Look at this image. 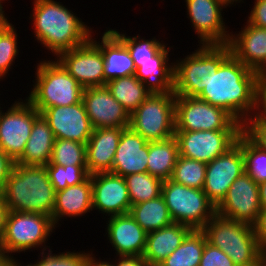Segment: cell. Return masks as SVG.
Returning a JSON list of instances; mask_svg holds the SVG:
<instances>
[{"label":"cell","instance_id":"obj_1","mask_svg":"<svg viewBox=\"0 0 266 266\" xmlns=\"http://www.w3.org/2000/svg\"><path fill=\"white\" fill-rule=\"evenodd\" d=\"M257 75L231 53L197 98L226 110L243 124L255 111Z\"/></svg>","mask_w":266,"mask_h":266},{"label":"cell","instance_id":"obj_2","mask_svg":"<svg viewBox=\"0 0 266 266\" xmlns=\"http://www.w3.org/2000/svg\"><path fill=\"white\" fill-rule=\"evenodd\" d=\"M32 3L30 18L34 21V37L56 57L90 39L91 27L63 4L54 0H34Z\"/></svg>","mask_w":266,"mask_h":266},{"label":"cell","instance_id":"obj_3","mask_svg":"<svg viewBox=\"0 0 266 266\" xmlns=\"http://www.w3.org/2000/svg\"><path fill=\"white\" fill-rule=\"evenodd\" d=\"M3 192L8 211L52 215L56 192L45 166L15 163Z\"/></svg>","mask_w":266,"mask_h":266},{"label":"cell","instance_id":"obj_4","mask_svg":"<svg viewBox=\"0 0 266 266\" xmlns=\"http://www.w3.org/2000/svg\"><path fill=\"white\" fill-rule=\"evenodd\" d=\"M207 242L226 253L236 266H258L262 263L253 225L231 220L217 213L201 229Z\"/></svg>","mask_w":266,"mask_h":266},{"label":"cell","instance_id":"obj_5","mask_svg":"<svg viewBox=\"0 0 266 266\" xmlns=\"http://www.w3.org/2000/svg\"><path fill=\"white\" fill-rule=\"evenodd\" d=\"M33 89L26 98L40 113L46 108L70 106L82 100L84 88L55 59L37 65Z\"/></svg>","mask_w":266,"mask_h":266},{"label":"cell","instance_id":"obj_6","mask_svg":"<svg viewBox=\"0 0 266 266\" xmlns=\"http://www.w3.org/2000/svg\"><path fill=\"white\" fill-rule=\"evenodd\" d=\"M231 54L225 45H201L195 52L174 62V89L176 96L198 97L213 72Z\"/></svg>","mask_w":266,"mask_h":266},{"label":"cell","instance_id":"obj_7","mask_svg":"<svg viewBox=\"0 0 266 266\" xmlns=\"http://www.w3.org/2000/svg\"><path fill=\"white\" fill-rule=\"evenodd\" d=\"M55 229L49 215L32 212L8 211L5 220V235L0 245V255L11 256L12 253L48 246L45 242Z\"/></svg>","mask_w":266,"mask_h":266},{"label":"cell","instance_id":"obj_8","mask_svg":"<svg viewBox=\"0 0 266 266\" xmlns=\"http://www.w3.org/2000/svg\"><path fill=\"white\" fill-rule=\"evenodd\" d=\"M161 195L173 222L187 225L193 230H201L216 214V207L202 189L190 188L168 179L162 183Z\"/></svg>","mask_w":266,"mask_h":266},{"label":"cell","instance_id":"obj_9","mask_svg":"<svg viewBox=\"0 0 266 266\" xmlns=\"http://www.w3.org/2000/svg\"><path fill=\"white\" fill-rule=\"evenodd\" d=\"M174 92L151 93L148 98L130 114L129 127L148 142L166 140L175 134Z\"/></svg>","mask_w":266,"mask_h":266},{"label":"cell","instance_id":"obj_10","mask_svg":"<svg viewBox=\"0 0 266 266\" xmlns=\"http://www.w3.org/2000/svg\"><path fill=\"white\" fill-rule=\"evenodd\" d=\"M242 130L226 110L197 97L176 96L175 131Z\"/></svg>","mask_w":266,"mask_h":266},{"label":"cell","instance_id":"obj_11","mask_svg":"<svg viewBox=\"0 0 266 266\" xmlns=\"http://www.w3.org/2000/svg\"><path fill=\"white\" fill-rule=\"evenodd\" d=\"M41 113L26 99H20L0 114V149L16 162L23 154L33 123Z\"/></svg>","mask_w":266,"mask_h":266},{"label":"cell","instance_id":"obj_12","mask_svg":"<svg viewBox=\"0 0 266 266\" xmlns=\"http://www.w3.org/2000/svg\"><path fill=\"white\" fill-rule=\"evenodd\" d=\"M242 130L175 131L179 155L208 164L233 147Z\"/></svg>","mask_w":266,"mask_h":266},{"label":"cell","instance_id":"obj_13","mask_svg":"<svg viewBox=\"0 0 266 266\" xmlns=\"http://www.w3.org/2000/svg\"><path fill=\"white\" fill-rule=\"evenodd\" d=\"M244 172L241 133L233 147L207 164L202 190L206 193L208 200L217 207L232 183Z\"/></svg>","mask_w":266,"mask_h":266},{"label":"cell","instance_id":"obj_14","mask_svg":"<svg viewBox=\"0 0 266 266\" xmlns=\"http://www.w3.org/2000/svg\"><path fill=\"white\" fill-rule=\"evenodd\" d=\"M261 210L258 184L245 172L236 178L216 207L218 215L251 225Z\"/></svg>","mask_w":266,"mask_h":266},{"label":"cell","instance_id":"obj_15","mask_svg":"<svg viewBox=\"0 0 266 266\" xmlns=\"http://www.w3.org/2000/svg\"><path fill=\"white\" fill-rule=\"evenodd\" d=\"M187 15L201 45H225L230 41L222 12L226 6L219 0H185Z\"/></svg>","mask_w":266,"mask_h":266},{"label":"cell","instance_id":"obj_16","mask_svg":"<svg viewBox=\"0 0 266 266\" xmlns=\"http://www.w3.org/2000/svg\"><path fill=\"white\" fill-rule=\"evenodd\" d=\"M56 59L83 88L104 85V57L91 39L81 46L61 52Z\"/></svg>","mask_w":266,"mask_h":266},{"label":"cell","instance_id":"obj_17","mask_svg":"<svg viewBox=\"0 0 266 266\" xmlns=\"http://www.w3.org/2000/svg\"><path fill=\"white\" fill-rule=\"evenodd\" d=\"M82 102L95 128H127L130 113L112 96L106 85L84 88Z\"/></svg>","mask_w":266,"mask_h":266},{"label":"cell","instance_id":"obj_18","mask_svg":"<svg viewBox=\"0 0 266 266\" xmlns=\"http://www.w3.org/2000/svg\"><path fill=\"white\" fill-rule=\"evenodd\" d=\"M92 182V208L106 216L128 214L131 202L125 178L112 172L90 175Z\"/></svg>","mask_w":266,"mask_h":266},{"label":"cell","instance_id":"obj_19","mask_svg":"<svg viewBox=\"0 0 266 266\" xmlns=\"http://www.w3.org/2000/svg\"><path fill=\"white\" fill-rule=\"evenodd\" d=\"M55 139H68L87 144L93 127L82 100L70 106L46 108L42 113Z\"/></svg>","mask_w":266,"mask_h":266},{"label":"cell","instance_id":"obj_20","mask_svg":"<svg viewBox=\"0 0 266 266\" xmlns=\"http://www.w3.org/2000/svg\"><path fill=\"white\" fill-rule=\"evenodd\" d=\"M107 238L116 250V256H143L147 232L130 213L108 218Z\"/></svg>","mask_w":266,"mask_h":266},{"label":"cell","instance_id":"obj_21","mask_svg":"<svg viewBox=\"0 0 266 266\" xmlns=\"http://www.w3.org/2000/svg\"><path fill=\"white\" fill-rule=\"evenodd\" d=\"M148 141L130 127L124 128L111 172L122 177L147 172Z\"/></svg>","mask_w":266,"mask_h":266},{"label":"cell","instance_id":"obj_22","mask_svg":"<svg viewBox=\"0 0 266 266\" xmlns=\"http://www.w3.org/2000/svg\"><path fill=\"white\" fill-rule=\"evenodd\" d=\"M239 34H231V53L245 66L256 72L266 70V28L246 22Z\"/></svg>","mask_w":266,"mask_h":266},{"label":"cell","instance_id":"obj_23","mask_svg":"<svg viewBox=\"0 0 266 266\" xmlns=\"http://www.w3.org/2000/svg\"><path fill=\"white\" fill-rule=\"evenodd\" d=\"M124 128H95L86 144V164L89 175L111 172L115 152Z\"/></svg>","mask_w":266,"mask_h":266},{"label":"cell","instance_id":"obj_24","mask_svg":"<svg viewBox=\"0 0 266 266\" xmlns=\"http://www.w3.org/2000/svg\"><path fill=\"white\" fill-rule=\"evenodd\" d=\"M171 48L166 45L152 58V61L134 62L135 76L155 94L172 93L174 89V63L169 62Z\"/></svg>","mask_w":266,"mask_h":266},{"label":"cell","instance_id":"obj_25","mask_svg":"<svg viewBox=\"0 0 266 266\" xmlns=\"http://www.w3.org/2000/svg\"><path fill=\"white\" fill-rule=\"evenodd\" d=\"M90 39L101 49L104 57V85L112 79L135 74L136 68L126 45L109 29L98 41Z\"/></svg>","mask_w":266,"mask_h":266},{"label":"cell","instance_id":"obj_26","mask_svg":"<svg viewBox=\"0 0 266 266\" xmlns=\"http://www.w3.org/2000/svg\"><path fill=\"white\" fill-rule=\"evenodd\" d=\"M92 211V182L90 175L81 183L56 192L52 210L54 226L63 217H78ZM61 218V219H60Z\"/></svg>","mask_w":266,"mask_h":266},{"label":"cell","instance_id":"obj_27","mask_svg":"<svg viewBox=\"0 0 266 266\" xmlns=\"http://www.w3.org/2000/svg\"><path fill=\"white\" fill-rule=\"evenodd\" d=\"M192 230L187 225L173 222L159 230L148 232L143 258L150 266H158L181 245Z\"/></svg>","mask_w":266,"mask_h":266},{"label":"cell","instance_id":"obj_28","mask_svg":"<svg viewBox=\"0 0 266 266\" xmlns=\"http://www.w3.org/2000/svg\"><path fill=\"white\" fill-rule=\"evenodd\" d=\"M55 137L48 121L40 114L34 121L22 156L15 162L25 166H45L50 162Z\"/></svg>","mask_w":266,"mask_h":266},{"label":"cell","instance_id":"obj_29","mask_svg":"<svg viewBox=\"0 0 266 266\" xmlns=\"http://www.w3.org/2000/svg\"><path fill=\"white\" fill-rule=\"evenodd\" d=\"M178 156V143L174 136L148 142L147 172L162 181L170 179Z\"/></svg>","mask_w":266,"mask_h":266},{"label":"cell","instance_id":"obj_30","mask_svg":"<svg viewBox=\"0 0 266 266\" xmlns=\"http://www.w3.org/2000/svg\"><path fill=\"white\" fill-rule=\"evenodd\" d=\"M129 213L147 233L173 223L162 195L132 205Z\"/></svg>","mask_w":266,"mask_h":266},{"label":"cell","instance_id":"obj_31","mask_svg":"<svg viewBox=\"0 0 266 266\" xmlns=\"http://www.w3.org/2000/svg\"><path fill=\"white\" fill-rule=\"evenodd\" d=\"M112 96L128 111H135L151 94L135 75L119 77L106 83Z\"/></svg>","mask_w":266,"mask_h":266},{"label":"cell","instance_id":"obj_32","mask_svg":"<svg viewBox=\"0 0 266 266\" xmlns=\"http://www.w3.org/2000/svg\"><path fill=\"white\" fill-rule=\"evenodd\" d=\"M206 242L202 230H192L181 245L158 266H199Z\"/></svg>","mask_w":266,"mask_h":266},{"label":"cell","instance_id":"obj_33","mask_svg":"<svg viewBox=\"0 0 266 266\" xmlns=\"http://www.w3.org/2000/svg\"><path fill=\"white\" fill-rule=\"evenodd\" d=\"M124 178L131 205L146 202L161 195L163 181L148 172L130 174Z\"/></svg>","mask_w":266,"mask_h":266},{"label":"cell","instance_id":"obj_34","mask_svg":"<svg viewBox=\"0 0 266 266\" xmlns=\"http://www.w3.org/2000/svg\"><path fill=\"white\" fill-rule=\"evenodd\" d=\"M207 164L178 156L170 180L184 186L203 189Z\"/></svg>","mask_w":266,"mask_h":266},{"label":"cell","instance_id":"obj_35","mask_svg":"<svg viewBox=\"0 0 266 266\" xmlns=\"http://www.w3.org/2000/svg\"><path fill=\"white\" fill-rule=\"evenodd\" d=\"M48 164L87 166L86 144L68 139H55Z\"/></svg>","mask_w":266,"mask_h":266},{"label":"cell","instance_id":"obj_36","mask_svg":"<svg viewBox=\"0 0 266 266\" xmlns=\"http://www.w3.org/2000/svg\"><path fill=\"white\" fill-rule=\"evenodd\" d=\"M17 32L7 17H0V79L5 77L19 55ZM1 81V80H0Z\"/></svg>","mask_w":266,"mask_h":266},{"label":"cell","instance_id":"obj_37","mask_svg":"<svg viewBox=\"0 0 266 266\" xmlns=\"http://www.w3.org/2000/svg\"><path fill=\"white\" fill-rule=\"evenodd\" d=\"M110 30L126 45L134 62L152 61V58L165 46V43H161L156 38L146 40L141 39L140 35L130 37L126 36V33Z\"/></svg>","mask_w":266,"mask_h":266},{"label":"cell","instance_id":"obj_38","mask_svg":"<svg viewBox=\"0 0 266 266\" xmlns=\"http://www.w3.org/2000/svg\"><path fill=\"white\" fill-rule=\"evenodd\" d=\"M45 167L55 192L79 184L89 176L87 166L46 164Z\"/></svg>","mask_w":266,"mask_h":266},{"label":"cell","instance_id":"obj_39","mask_svg":"<svg viewBox=\"0 0 266 266\" xmlns=\"http://www.w3.org/2000/svg\"><path fill=\"white\" fill-rule=\"evenodd\" d=\"M242 153L245 173L257 184L266 181V152L254 145L242 133Z\"/></svg>","mask_w":266,"mask_h":266},{"label":"cell","instance_id":"obj_40","mask_svg":"<svg viewBox=\"0 0 266 266\" xmlns=\"http://www.w3.org/2000/svg\"><path fill=\"white\" fill-rule=\"evenodd\" d=\"M41 258L37 263H30L26 266H86L89 253L66 251L60 254H52V250L40 252ZM24 266V265H23Z\"/></svg>","mask_w":266,"mask_h":266},{"label":"cell","instance_id":"obj_41","mask_svg":"<svg viewBox=\"0 0 266 266\" xmlns=\"http://www.w3.org/2000/svg\"><path fill=\"white\" fill-rule=\"evenodd\" d=\"M242 133L266 152V118L251 116L242 124Z\"/></svg>","mask_w":266,"mask_h":266},{"label":"cell","instance_id":"obj_42","mask_svg":"<svg viewBox=\"0 0 266 266\" xmlns=\"http://www.w3.org/2000/svg\"><path fill=\"white\" fill-rule=\"evenodd\" d=\"M199 266H236L221 249L206 242Z\"/></svg>","mask_w":266,"mask_h":266},{"label":"cell","instance_id":"obj_43","mask_svg":"<svg viewBox=\"0 0 266 266\" xmlns=\"http://www.w3.org/2000/svg\"><path fill=\"white\" fill-rule=\"evenodd\" d=\"M253 116L266 118V70L258 72L257 75L256 107Z\"/></svg>","mask_w":266,"mask_h":266},{"label":"cell","instance_id":"obj_44","mask_svg":"<svg viewBox=\"0 0 266 266\" xmlns=\"http://www.w3.org/2000/svg\"><path fill=\"white\" fill-rule=\"evenodd\" d=\"M247 22L259 28H266V0H255Z\"/></svg>","mask_w":266,"mask_h":266},{"label":"cell","instance_id":"obj_45","mask_svg":"<svg viewBox=\"0 0 266 266\" xmlns=\"http://www.w3.org/2000/svg\"><path fill=\"white\" fill-rule=\"evenodd\" d=\"M254 234L261 249L266 246V209H262L253 224Z\"/></svg>","mask_w":266,"mask_h":266},{"label":"cell","instance_id":"obj_46","mask_svg":"<svg viewBox=\"0 0 266 266\" xmlns=\"http://www.w3.org/2000/svg\"><path fill=\"white\" fill-rule=\"evenodd\" d=\"M14 164L15 162L0 149V189H3Z\"/></svg>","mask_w":266,"mask_h":266},{"label":"cell","instance_id":"obj_47","mask_svg":"<svg viewBox=\"0 0 266 266\" xmlns=\"http://www.w3.org/2000/svg\"><path fill=\"white\" fill-rule=\"evenodd\" d=\"M113 266H150L143 256H119V259Z\"/></svg>","mask_w":266,"mask_h":266},{"label":"cell","instance_id":"obj_48","mask_svg":"<svg viewBox=\"0 0 266 266\" xmlns=\"http://www.w3.org/2000/svg\"><path fill=\"white\" fill-rule=\"evenodd\" d=\"M8 214V208L5 201L3 189H0V245L5 235V220Z\"/></svg>","mask_w":266,"mask_h":266},{"label":"cell","instance_id":"obj_49","mask_svg":"<svg viewBox=\"0 0 266 266\" xmlns=\"http://www.w3.org/2000/svg\"><path fill=\"white\" fill-rule=\"evenodd\" d=\"M261 209H266V181L258 184Z\"/></svg>","mask_w":266,"mask_h":266},{"label":"cell","instance_id":"obj_50","mask_svg":"<svg viewBox=\"0 0 266 266\" xmlns=\"http://www.w3.org/2000/svg\"><path fill=\"white\" fill-rule=\"evenodd\" d=\"M15 258L5 255H0V266H22L21 263L17 262Z\"/></svg>","mask_w":266,"mask_h":266},{"label":"cell","instance_id":"obj_51","mask_svg":"<svg viewBox=\"0 0 266 266\" xmlns=\"http://www.w3.org/2000/svg\"><path fill=\"white\" fill-rule=\"evenodd\" d=\"M97 260V261H96ZM86 266H113L112 261L111 263L108 261H99L98 259H95V256L93 257V254L89 252L88 255V262Z\"/></svg>","mask_w":266,"mask_h":266},{"label":"cell","instance_id":"obj_52","mask_svg":"<svg viewBox=\"0 0 266 266\" xmlns=\"http://www.w3.org/2000/svg\"><path fill=\"white\" fill-rule=\"evenodd\" d=\"M219 1H221L227 7L229 5L230 6L233 5L234 2H235L234 4H236V2L240 3L242 0H219Z\"/></svg>","mask_w":266,"mask_h":266},{"label":"cell","instance_id":"obj_53","mask_svg":"<svg viewBox=\"0 0 266 266\" xmlns=\"http://www.w3.org/2000/svg\"><path fill=\"white\" fill-rule=\"evenodd\" d=\"M262 263L266 266V246L262 249Z\"/></svg>","mask_w":266,"mask_h":266},{"label":"cell","instance_id":"obj_54","mask_svg":"<svg viewBox=\"0 0 266 266\" xmlns=\"http://www.w3.org/2000/svg\"><path fill=\"white\" fill-rule=\"evenodd\" d=\"M2 1H5V0H0V17H5V14H4V11H3V5H2Z\"/></svg>","mask_w":266,"mask_h":266}]
</instances>
